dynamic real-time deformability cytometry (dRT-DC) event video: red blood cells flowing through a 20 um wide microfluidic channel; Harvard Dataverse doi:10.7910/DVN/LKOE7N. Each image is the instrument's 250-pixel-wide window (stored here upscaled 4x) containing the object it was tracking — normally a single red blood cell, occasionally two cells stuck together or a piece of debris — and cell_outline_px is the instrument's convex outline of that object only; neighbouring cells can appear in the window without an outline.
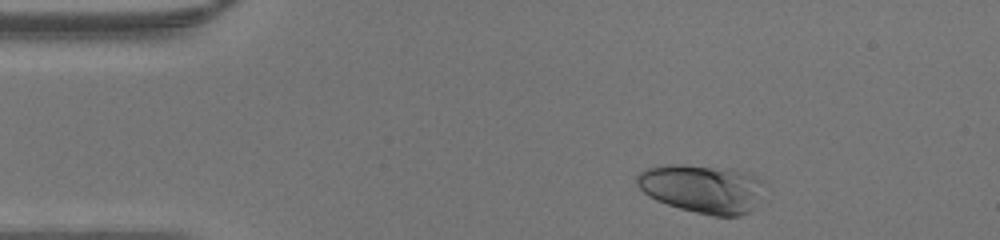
{"species": "human", "species_latin": "Homo sapiens", "temperature_condition": "warm", "stored_images_in_passage": 42, "camera_frame_rate_fps": 3000, "um_per_image_px": 0.085, "donor": {"sex": "male"}, "frame": {"image": 1, "passage_image": 3, "time_ms": 0.667, "image_size_px": [1000, 240], "cell_outline_px": [[768, 184], [752, 208], [748, 212], [740, 216], [712, 216], [680, 208], [656, 200], [648, 196], [636, 184], [636, 176], [640, 172], [648, 168], [660, 164], [684, 164], [732, 168], [752, 172], [764, 180]], "centroid_in_image_um": [59.74, 16.0], "position_along_channel_um": 25.3, "area_um2": 36.76}}
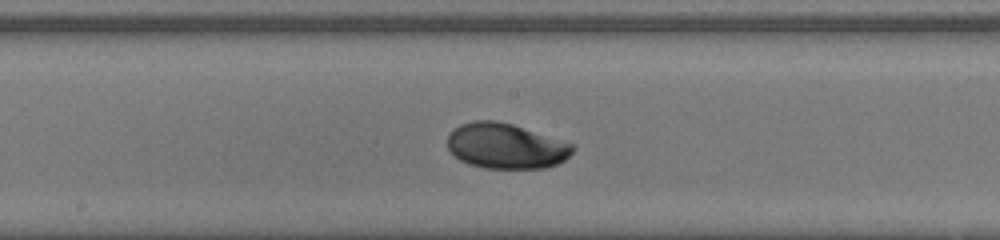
{"frame": {"image": 2, "passage_image": 20, "time_ms": 6.333, "image_size_px": [1000, 240], "cell_outline_px": [[576, 148], [564, 160], [556, 164], [544, 168], [484, 168], [468, 164], [460, 160], [448, 152], [448, 136], [460, 124], [476, 120], [496, 120], [512, 124], [572, 144]], "centroid_in_image_um": [42.96, 12.42], "position_along_channel_um": 205.2, "area_um2": 32.89}}
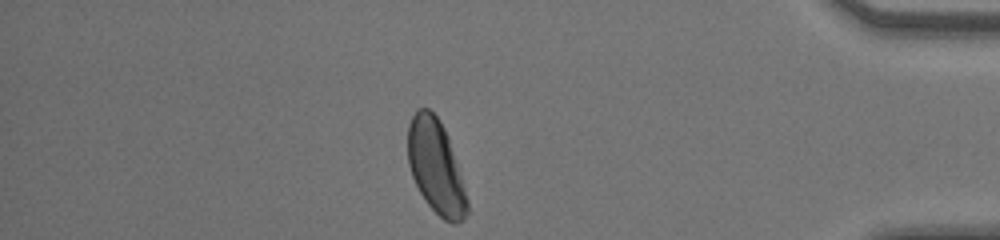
{"frame": {"image": 3, "passage_image": 36, "time_ms": 11.667, "image_size_px": [1000, 240], "cell_outline_px": [[468, 212], [464, 220], [456, 224], [452, 224], [444, 220], [428, 204], [420, 192], [412, 176], [408, 164], [408, 124], [416, 108], [428, 108], [440, 120], [448, 136], [468, 200]], "centroid_in_image_um": [37.04, 14.18], "position_along_channel_um": 398.2, "area_um2": 32.25}}